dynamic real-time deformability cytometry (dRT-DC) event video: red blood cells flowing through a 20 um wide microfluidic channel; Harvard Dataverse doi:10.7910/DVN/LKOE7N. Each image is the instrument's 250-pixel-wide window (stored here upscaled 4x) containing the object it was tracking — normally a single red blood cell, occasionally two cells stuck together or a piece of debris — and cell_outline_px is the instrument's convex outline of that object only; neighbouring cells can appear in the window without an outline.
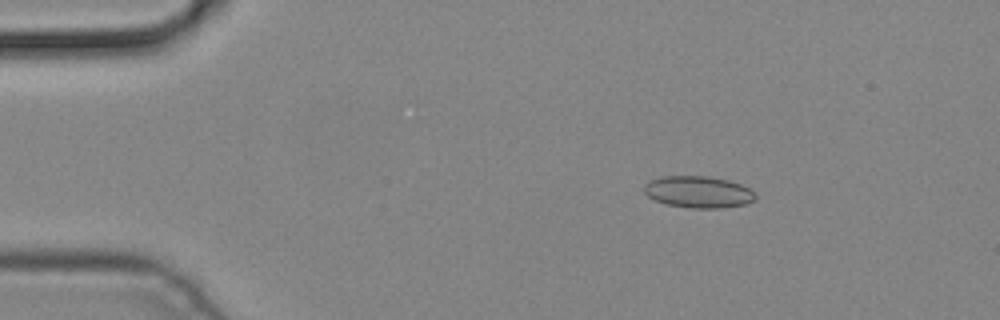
{"species": "common noctule bat (a hibernating species)", "species_latin": "Nyctalus noctula", "temperature_condition": "cold", "stored_images_in_passage": 4, "camera_frame_rate_fps": 3000, "um_per_image_px": 0.085, "animal": {"sex": "male", "body_mass_g": 19.2, "forearm_length_mm": 51.8}, "frame": {"image": 1, "passage_image": 2, "time_ms": 0.333, "image_size_px": [1000, 320], "cell_outline_px": [[756, 200], [744, 204], [724, 208], [692, 208], [668, 204], [656, 200], [648, 196], [644, 192], [644, 184], [648, 180], [660, 176], [708, 176], [728, 180], [740, 184], [756, 192]], "centroid_in_image_um": [59.36, 16.31], "position_along_channel_um": 25.6, "area_um2": 20.69}}